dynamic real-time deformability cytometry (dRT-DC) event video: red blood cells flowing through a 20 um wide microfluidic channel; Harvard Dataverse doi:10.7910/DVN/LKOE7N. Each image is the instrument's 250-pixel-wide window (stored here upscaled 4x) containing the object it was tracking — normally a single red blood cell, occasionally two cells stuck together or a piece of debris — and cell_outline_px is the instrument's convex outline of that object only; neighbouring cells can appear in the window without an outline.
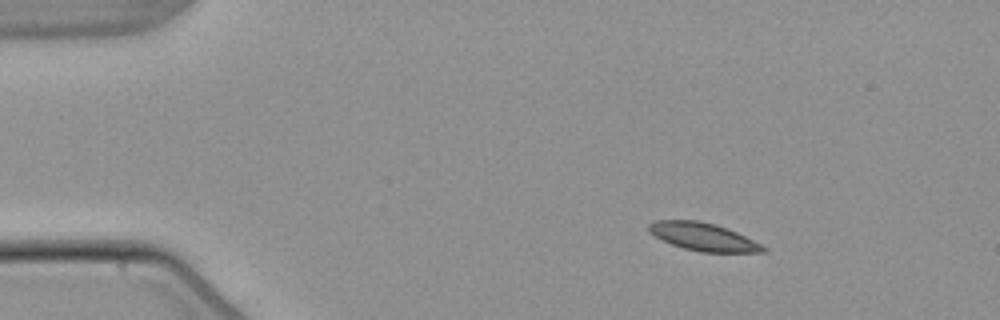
{"species": "common noctule bat (a hibernating species)", "species_latin": "Nyctalus noctula", "temperature_condition": "warm", "stored_images_in_passage": 3, "segment_of_instrument_passage": [1, 2], "camera_frame_rate_fps": 3000, "um_per_image_px": 0.085, "animal": {"sex": "male", "body_mass_g": 21.5, "forearm_length_mm": 52.0}, "frame": {"image": 1, "passage_image": 1, "time_ms": 0.0, "image_size_px": [1000, 320], "cell_outline_px": [[768, 252], [700, 252], [684, 248], [672, 244], [648, 232], [648, 224], [656, 220], [696, 220], [716, 224], [728, 228], [768, 248]], "centroid_in_image_um": [59.78, 20.12], "position_along_channel_um": 25.2, "area_um2": 18.44}}